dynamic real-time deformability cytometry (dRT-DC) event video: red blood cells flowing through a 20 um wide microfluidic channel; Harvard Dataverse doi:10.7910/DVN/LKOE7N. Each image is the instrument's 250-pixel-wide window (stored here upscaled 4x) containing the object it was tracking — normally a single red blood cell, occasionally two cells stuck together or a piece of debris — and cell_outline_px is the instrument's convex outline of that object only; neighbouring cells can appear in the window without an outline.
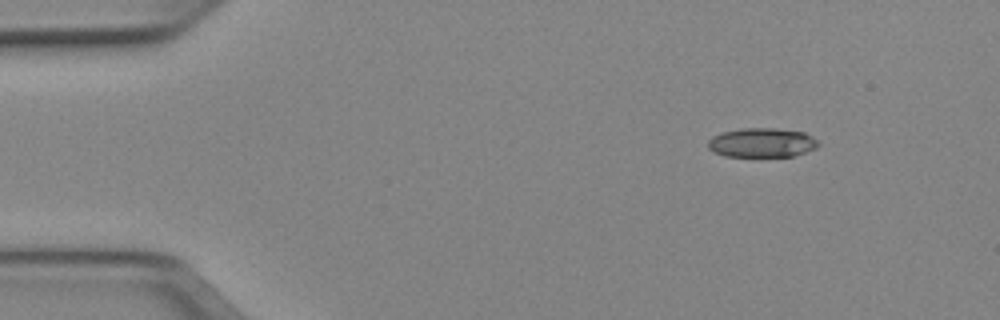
{"species": "Egyptian fruit bat (a non-hibernating species)", "species_latin": "Rousettus aegyptiacus", "temperature_condition": "cold", "stored_images_in_passage": 3, "camera_frame_rate_fps": 3000, "um_per_image_px": 0.085, "animal": {"sex": "female"}, "frame": {"image": 1, "passage_image": 1, "time_ms": 0.0, "image_size_px": [1000, 320], "cell_outline_px": [[820, 144], [816, 148], [792, 156], [724, 156], [708, 148], [708, 140], [712, 136], [724, 132], [744, 128], [772, 128], [804, 132], [812, 136]], "centroid_in_image_um": [64.76, 12.12], "position_along_channel_um": 20.2, "area_um2": 18.61}}